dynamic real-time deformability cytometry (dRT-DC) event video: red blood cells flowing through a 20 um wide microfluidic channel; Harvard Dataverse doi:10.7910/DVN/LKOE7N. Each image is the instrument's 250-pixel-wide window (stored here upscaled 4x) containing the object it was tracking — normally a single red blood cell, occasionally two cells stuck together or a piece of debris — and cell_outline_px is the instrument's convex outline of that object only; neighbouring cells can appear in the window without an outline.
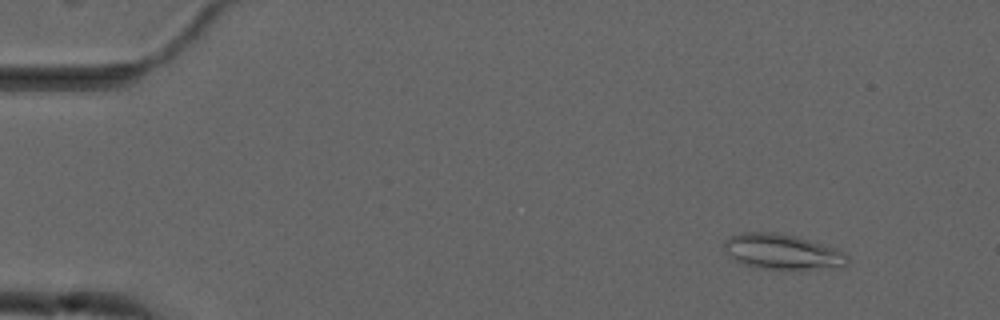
{"species": "common noctule bat (a hibernating species)", "species_latin": "Nyctalus noctula", "temperature_condition": "cold", "stored_images_in_passage": 4, "camera_frame_rate_fps": 3000, "um_per_image_px": 0.085, "animal": {"sex": "male", "forearm_length_mm": 52.5}, "frame": {"image": 1, "passage_image": 2, "time_ms": 1.0, "image_size_px": [1000, 320], "cell_outline_px": [[848, 264], [840, 268], [800, 272], [760, 268], [744, 264], [728, 256], [724, 248], [724, 240], [732, 236], [744, 232], [772, 232], [796, 236], [836, 248], [844, 252], [848, 256]], "centroid_in_image_um": [66.58, 21.45], "position_along_channel_um": 18.4, "area_um2": 26.24}}